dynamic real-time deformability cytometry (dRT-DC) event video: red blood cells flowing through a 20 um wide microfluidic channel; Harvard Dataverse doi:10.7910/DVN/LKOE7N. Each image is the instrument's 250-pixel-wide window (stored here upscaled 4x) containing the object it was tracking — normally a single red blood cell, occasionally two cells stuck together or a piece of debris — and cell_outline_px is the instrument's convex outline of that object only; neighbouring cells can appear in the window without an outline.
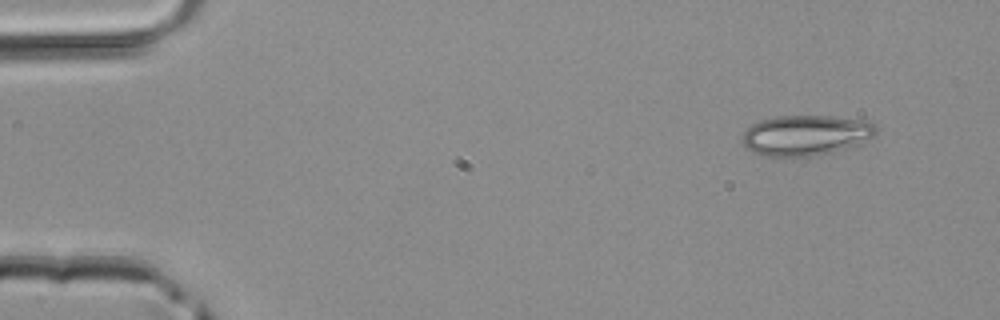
{"species": "common noctule bat (a hibernating species)", "species_latin": "Nyctalus noctula", "temperature_condition": "room temperature", "stored_images_in_passage": 3, "camera_frame_rate_fps": 3000, "um_per_image_px": 0.085, "animal": {"sex": "male", "body_mass_g": 20.4}, "frame": {"image": 1, "passage_image": 1, "time_ms": 0.0, "image_size_px": [1000, 320], "cell_outline_px": [[876, 136], [856, 148], [812, 156], [760, 156], [748, 148], [740, 140], [744, 132], [752, 124], [760, 120], [776, 116], [832, 116], [864, 120], [876, 124]], "centroid_in_image_um": [68.56, 11.51], "position_along_channel_um": 16.4, "area_um2": 32.14}}